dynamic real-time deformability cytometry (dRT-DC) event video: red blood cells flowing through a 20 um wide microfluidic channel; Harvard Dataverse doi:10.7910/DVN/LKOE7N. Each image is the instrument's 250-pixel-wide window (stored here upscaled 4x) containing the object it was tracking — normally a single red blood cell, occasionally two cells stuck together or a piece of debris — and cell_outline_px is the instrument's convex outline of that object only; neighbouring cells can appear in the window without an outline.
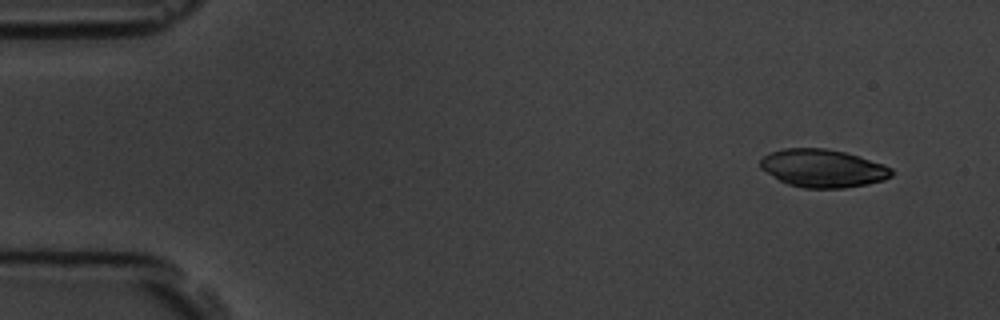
{"species": "common noctule bat (a hibernating species)", "species_latin": "Nyctalus noctula", "temperature_condition": "room temperature", "stored_images_in_passage": 5, "camera_frame_rate_fps": 3000, "um_per_image_px": 0.085, "animal": {"sex": "male", "body_mass_g": 19.5, "forearm_length_mm": 54.6}, "frame": {"image": 1, "passage_image": 1, "time_ms": 0.0, "image_size_px": [1000, 320], "cell_outline_px": [[892, 176], [884, 180], [868, 184], [844, 188], [804, 188], [788, 184], [780, 180], [760, 168], [760, 160], [764, 156], [772, 152], [784, 148], [824, 148], [844, 152], [884, 164], [892, 168]], "centroid_in_image_um": [69.96, 14.31], "position_along_channel_um": 15.0, "area_um2": 28.9}}